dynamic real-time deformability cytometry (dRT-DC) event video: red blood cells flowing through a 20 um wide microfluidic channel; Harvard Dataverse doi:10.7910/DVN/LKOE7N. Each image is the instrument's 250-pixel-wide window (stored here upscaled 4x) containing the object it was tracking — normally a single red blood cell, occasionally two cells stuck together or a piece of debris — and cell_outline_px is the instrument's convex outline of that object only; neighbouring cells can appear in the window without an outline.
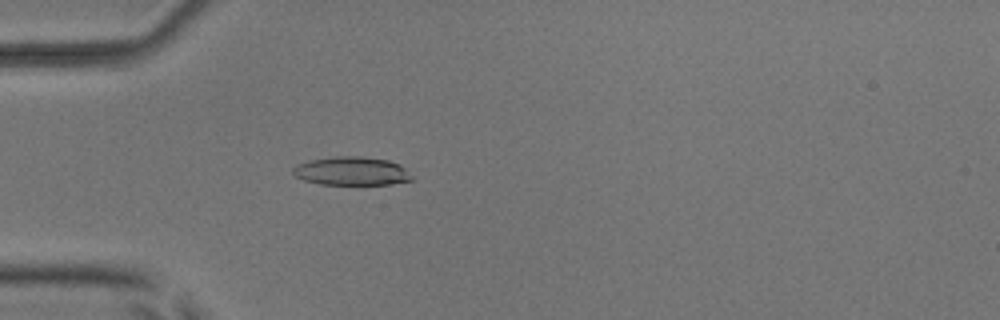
{"species": "common noctule bat (a hibernating species)", "species_latin": "Nyctalus noctula", "temperature_condition": "room temperature", "stored_images_in_passage": 5, "camera_frame_rate_fps": 3000, "um_per_image_px": 0.085, "animal": {"sex": "male", "body_mass_g": 17.9, "forearm_length_mm": 54.2}, "frame": {"image": 1, "passage_image": 5, "time_ms": 1.333, "image_size_px": [1000, 320], "cell_outline_px": [[412, 180], [392, 184], [320, 184], [304, 180], [296, 176], [292, 172], [292, 168], [296, 164], [312, 160], [336, 156], [364, 156], [388, 160], [400, 164], [412, 176]], "centroid_in_image_um": [29.89, 14.53], "position_along_channel_um": 55.1, "area_um2": 19.71}}